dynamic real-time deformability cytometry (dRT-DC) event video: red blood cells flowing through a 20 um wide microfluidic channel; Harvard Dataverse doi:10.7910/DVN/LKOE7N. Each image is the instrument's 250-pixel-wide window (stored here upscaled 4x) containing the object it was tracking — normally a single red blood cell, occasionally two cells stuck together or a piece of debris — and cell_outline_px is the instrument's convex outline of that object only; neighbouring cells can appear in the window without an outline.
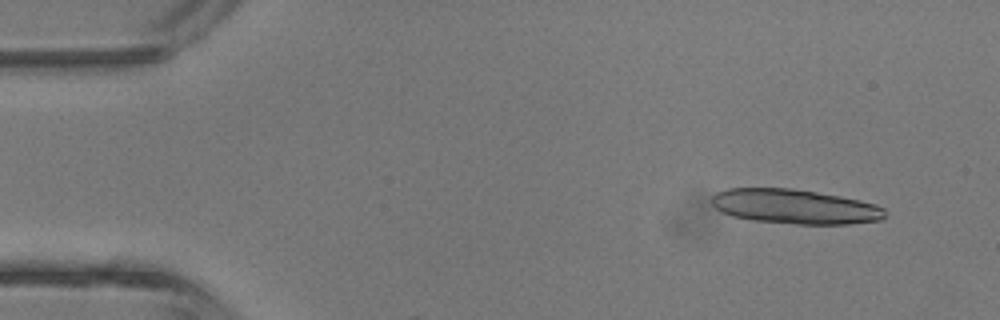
{"species": "common noctule bat (a hibernating species)", "species_latin": "Nyctalus noctula", "temperature_condition": "room temperature", "stored_images_in_passage": 3, "camera_frame_rate_fps": 3000, "um_per_image_px": 0.085, "animal": {"sex": "male", "body_mass_g": 13.3}, "frame": {"image": 1, "passage_image": 1, "time_ms": 0.0, "image_size_px": [1000, 320], "cell_outline_px": [[888, 216], [880, 220], [848, 224], [796, 224], [752, 220], [732, 216], [720, 212], [712, 204], [712, 196], [716, 192], [728, 188], [792, 188], [840, 196], [860, 200], [876, 204], [884, 208]], "centroid_in_image_um": [67.57, 17.56], "position_along_channel_um": 17.4, "area_um2": 35.14}}